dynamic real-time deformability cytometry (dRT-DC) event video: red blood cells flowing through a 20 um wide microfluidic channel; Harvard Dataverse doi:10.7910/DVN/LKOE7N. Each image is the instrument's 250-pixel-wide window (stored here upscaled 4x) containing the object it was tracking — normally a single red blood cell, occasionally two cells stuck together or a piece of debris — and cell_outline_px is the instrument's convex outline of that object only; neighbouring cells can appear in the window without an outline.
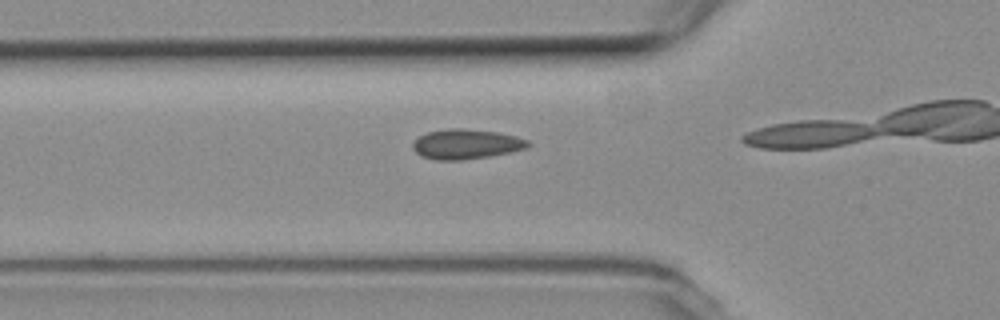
{"species": "common noctule bat (a hibernating species)", "species_latin": "Nyctalus noctula", "temperature_condition": "room temperature", "stored_images_in_passage": 15, "camera_frame_rate_fps": 3000, "um_per_image_px": 0.085, "animal": {"sex": "female", "body_mass_g": 19.3, "forearm_length_mm": 54.1}, "frame": {"image": 1, "passage_image": 13, "time_ms": 4.0, "image_size_px": [1000, 320], "cell_outline_px": [[532, 144], [528, 148], [488, 156], [460, 160], [436, 160], [420, 156], [412, 148], [412, 144], [420, 136], [428, 132], [448, 128], [460, 128], [496, 132], [516, 136], [528, 140]], "centroid_in_image_um": [39.62, 12.25], "position_along_channel_um": 86.2, "area_um2": 19.94}}